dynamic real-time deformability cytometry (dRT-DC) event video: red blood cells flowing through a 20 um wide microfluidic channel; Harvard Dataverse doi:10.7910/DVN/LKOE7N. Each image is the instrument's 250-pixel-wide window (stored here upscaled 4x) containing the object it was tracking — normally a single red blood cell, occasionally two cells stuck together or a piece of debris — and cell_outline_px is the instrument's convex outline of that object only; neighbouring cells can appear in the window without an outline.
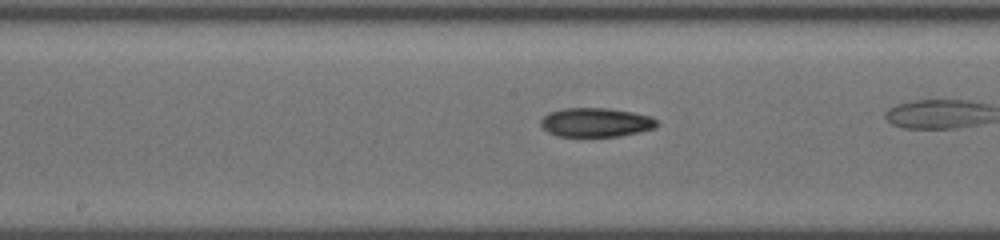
{"species": "common noctule bat (a hibernating species)", "species_latin": "Nyctalus noctula", "temperature_condition": "cold", "stored_images_in_passage": 26, "camera_frame_rate_fps": 3000, "um_per_image_px": 0.085, "animal": {"sex": "female", "body_mass_g": 19.5, "forearm_length_mm": 54.1}, "frame": {"image": 1, "passage_image": 15, "time_ms": 6.0, "image_size_px": [1000, 240], "cell_outline_px": [[656, 128], [640, 132], [620, 136], [556, 136], [548, 132], [540, 124], [540, 120], [548, 112], [564, 108], [604, 108], [632, 112], [652, 116], [656, 120]], "centroid_in_image_um": [50.64, 10.4], "position_along_channel_um": 197.6, "area_um2": 19.65}}